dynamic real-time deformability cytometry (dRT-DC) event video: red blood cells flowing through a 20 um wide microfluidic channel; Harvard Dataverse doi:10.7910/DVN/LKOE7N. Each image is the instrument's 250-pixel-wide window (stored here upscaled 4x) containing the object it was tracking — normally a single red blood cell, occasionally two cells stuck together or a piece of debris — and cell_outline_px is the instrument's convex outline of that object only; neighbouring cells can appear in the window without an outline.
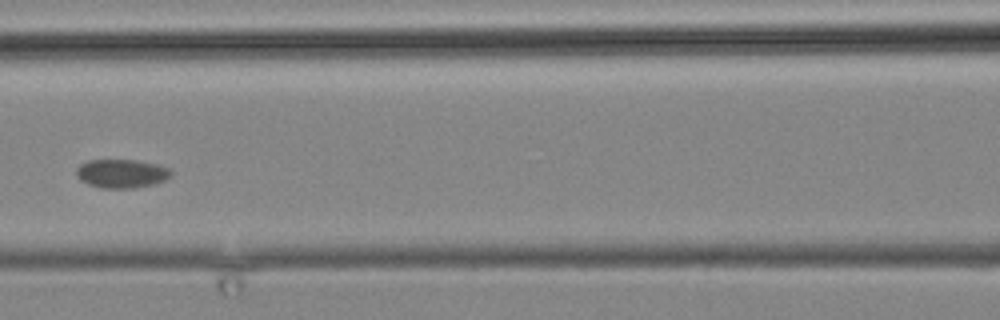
{"species": "common noctule bat (a hibernating species)", "species_latin": "Nyctalus noctula", "temperature_condition": "cold", "stored_images_in_passage": 12, "camera_frame_rate_fps": 3000, "um_per_image_px": 0.085, "animal": {"sex": "male", "body_mass_g": 19.2, "forearm_length_mm": 51.8}, "frame": {"image": 1, "passage_image": 3, "time_ms": 3.333, "image_size_px": [1000, 320], "cell_outline_px": [[172, 176], [156, 184], [132, 188], [100, 188], [88, 184], [80, 180], [76, 176], [76, 168], [80, 164], [88, 160], [136, 160], [156, 164], [168, 168], [172, 172]], "centroid_in_image_um": [10.32, 14.75], "position_along_channel_um": 156.3, "area_um2": 15.95}}
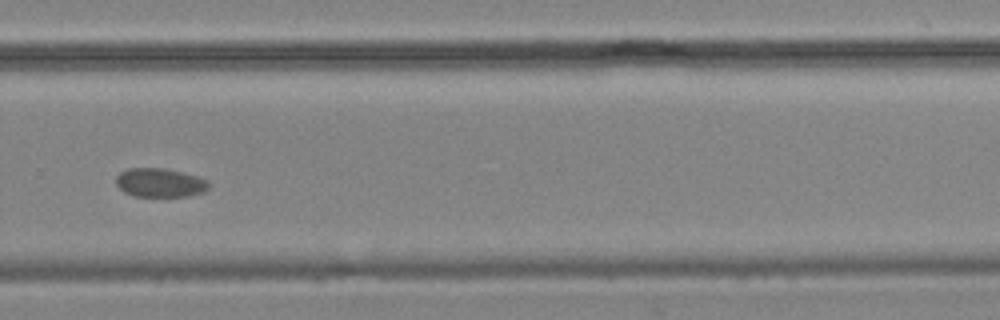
{"frame": {"image": 2, "passage_image": 7, "time_ms": 8.333, "image_size_px": [1000, 320], "cell_outline_px": [[208, 188], [204, 192], [188, 196], [136, 196], [124, 192], [116, 184], [116, 176], [120, 172], [128, 168], [164, 168], [196, 176], [208, 180]], "centroid_in_image_um": [13.58, 15.53], "position_along_channel_um": 316.2, "area_um2": 15.49}}
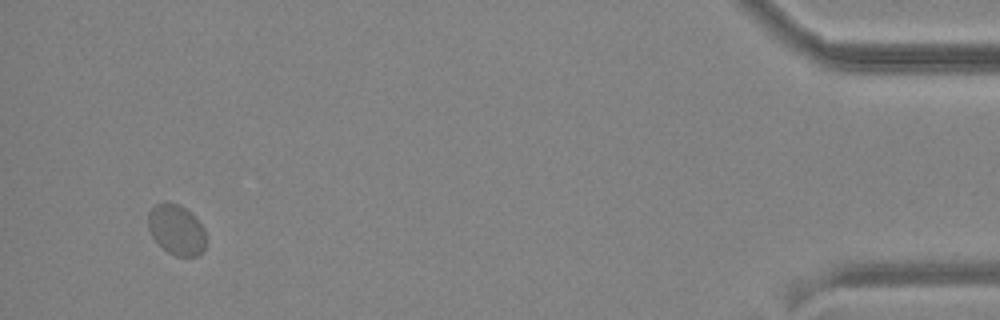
{"frame": {"image": 3, "passage_image": 12, "time_ms": 14.0, "image_size_px": [1000, 320], "cell_outline_px": [[204, 252], [200, 256], [176, 256], [168, 252], [152, 236], [148, 228], [148, 212], [156, 204], [180, 204], [204, 228]], "centroid_in_image_um": [14.99, 19.56], "position_along_channel_um": 420.2, "area_um2": 16.47}}